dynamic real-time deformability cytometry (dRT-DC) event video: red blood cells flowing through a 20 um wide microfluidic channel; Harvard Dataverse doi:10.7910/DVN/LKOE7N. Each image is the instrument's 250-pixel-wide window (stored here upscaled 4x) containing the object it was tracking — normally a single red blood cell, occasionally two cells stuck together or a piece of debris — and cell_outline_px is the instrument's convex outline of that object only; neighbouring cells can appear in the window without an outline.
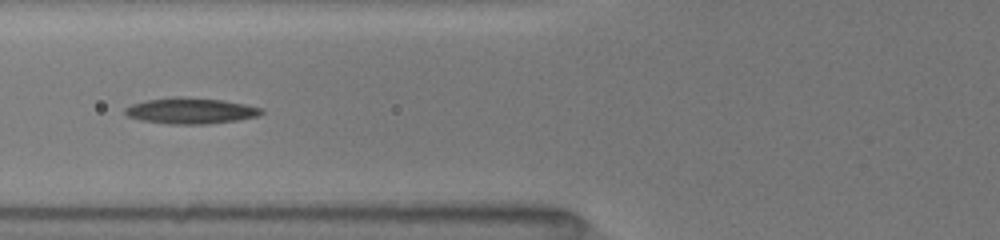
{"species": "common noctule bat (a hibernating species)", "species_latin": "Nyctalus noctula", "temperature_condition": "room temperature", "stored_images_in_passage": 10, "camera_frame_rate_fps": 3000, "um_per_image_px": 0.085, "animal": {"sex": "female", "body_mass_g": 19.5, "forearm_length_mm": 54.1}, "frame": {"image": 1, "passage_image": 9, "time_ms": 6.0, "image_size_px": [1000, 240], "cell_outline_px": [[264, 112], [260, 116], [236, 120], [208, 124], [168, 124], [140, 120], [128, 116], [124, 112], [124, 108], [132, 104], [148, 100], [172, 96], [180, 96], [224, 100], [264, 108]], "centroid_in_image_um": [16.23, 9.41], "position_along_channel_um": 109.6, "area_um2": 20.81}}